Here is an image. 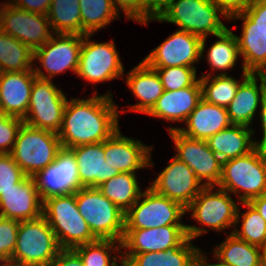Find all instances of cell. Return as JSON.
<instances>
[{
    "instance_id": "cell-7",
    "label": "cell",
    "mask_w": 266,
    "mask_h": 266,
    "mask_svg": "<svg viewBox=\"0 0 266 266\" xmlns=\"http://www.w3.org/2000/svg\"><path fill=\"white\" fill-rule=\"evenodd\" d=\"M61 250L47 220L40 216L20 221L11 262L29 266H49Z\"/></svg>"
},
{
    "instance_id": "cell-5",
    "label": "cell",
    "mask_w": 266,
    "mask_h": 266,
    "mask_svg": "<svg viewBox=\"0 0 266 266\" xmlns=\"http://www.w3.org/2000/svg\"><path fill=\"white\" fill-rule=\"evenodd\" d=\"M218 13L225 17L209 0H173L158 17L148 22L173 23L180 27L178 30L205 38L209 34L216 36L227 28Z\"/></svg>"
},
{
    "instance_id": "cell-49",
    "label": "cell",
    "mask_w": 266,
    "mask_h": 266,
    "mask_svg": "<svg viewBox=\"0 0 266 266\" xmlns=\"http://www.w3.org/2000/svg\"><path fill=\"white\" fill-rule=\"evenodd\" d=\"M172 1L173 0H145V22L141 24L148 25V21L151 18L158 17Z\"/></svg>"
},
{
    "instance_id": "cell-12",
    "label": "cell",
    "mask_w": 266,
    "mask_h": 266,
    "mask_svg": "<svg viewBox=\"0 0 266 266\" xmlns=\"http://www.w3.org/2000/svg\"><path fill=\"white\" fill-rule=\"evenodd\" d=\"M207 38L177 29L161 45L154 48L143 61L154 70L172 66L195 68L194 64L203 56Z\"/></svg>"
},
{
    "instance_id": "cell-27",
    "label": "cell",
    "mask_w": 266,
    "mask_h": 266,
    "mask_svg": "<svg viewBox=\"0 0 266 266\" xmlns=\"http://www.w3.org/2000/svg\"><path fill=\"white\" fill-rule=\"evenodd\" d=\"M192 239H187L180 247H170L165 251L139 254H121L123 266H193L200 248Z\"/></svg>"
},
{
    "instance_id": "cell-32",
    "label": "cell",
    "mask_w": 266,
    "mask_h": 266,
    "mask_svg": "<svg viewBox=\"0 0 266 266\" xmlns=\"http://www.w3.org/2000/svg\"><path fill=\"white\" fill-rule=\"evenodd\" d=\"M32 62L33 51L0 30V73L30 71L35 66Z\"/></svg>"
},
{
    "instance_id": "cell-26",
    "label": "cell",
    "mask_w": 266,
    "mask_h": 266,
    "mask_svg": "<svg viewBox=\"0 0 266 266\" xmlns=\"http://www.w3.org/2000/svg\"><path fill=\"white\" fill-rule=\"evenodd\" d=\"M254 130L239 125H230L211 136L207 143L209 148L221 159L222 162L244 156L257 147L252 140Z\"/></svg>"
},
{
    "instance_id": "cell-52",
    "label": "cell",
    "mask_w": 266,
    "mask_h": 266,
    "mask_svg": "<svg viewBox=\"0 0 266 266\" xmlns=\"http://www.w3.org/2000/svg\"><path fill=\"white\" fill-rule=\"evenodd\" d=\"M208 258L203 255L201 249L199 250L198 254L196 255V258H195V261H194V265L193 266H229V265H226V264H223L221 263L218 259L217 260V263L215 264H212V263H207L206 261Z\"/></svg>"
},
{
    "instance_id": "cell-24",
    "label": "cell",
    "mask_w": 266,
    "mask_h": 266,
    "mask_svg": "<svg viewBox=\"0 0 266 266\" xmlns=\"http://www.w3.org/2000/svg\"><path fill=\"white\" fill-rule=\"evenodd\" d=\"M201 99L202 88L198 80L194 85L177 91L164 90L147 114L167 121L186 122Z\"/></svg>"
},
{
    "instance_id": "cell-40",
    "label": "cell",
    "mask_w": 266,
    "mask_h": 266,
    "mask_svg": "<svg viewBox=\"0 0 266 266\" xmlns=\"http://www.w3.org/2000/svg\"><path fill=\"white\" fill-rule=\"evenodd\" d=\"M159 74L164 90L177 91L194 85L199 79L196 68L187 66H172L155 69Z\"/></svg>"
},
{
    "instance_id": "cell-19",
    "label": "cell",
    "mask_w": 266,
    "mask_h": 266,
    "mask_svg": "<svg viewBox=\"0 0 266 266\" xmlns=\"http://www.w3.org/2000/svg\"><path fill=\"white\" fill-rule=\"evenodd\" d=\"M43 200L33 177L25 176L13 188L0 195V216L18 220H33L42 216Z\"/></svg>"
},
{
    "instance_id": "cell-51",
    "label": "cell",
    "mask_w": 266,
    "mask_h": 266,
    "mask_svg": "<svg viewBox=\"0 0 266 266\" xmlns=\"http://www.w3.org/2000/svg\"><path fill=\"white\" fill-rule=\"evenodd\" d=\"M249 203L266 221V194L251 199Z\"/></svg>"
},
{
    "instance_id": "cell-45",
    "label": "cell",
    "mask_w": 266,
    "mask_h": 266,
    "mask_svg": "<svg viewBox=\"0 0 266 266\" xmlns=\"http://www.w3.org/2000/svg\"><path fill=\"white\" fill-rule=\"evenodd\" d=\"M114 7L123 10L126 19L145 22V0H111ZM119 6V7H118Z\"/></svg>"
},
{
    "instance_id": "cell-10",
    "label": "cell",
    "mask_w": 266,
    "mask_h": 266,
    "mask_svg": "<svg viewBox=\"0 0 266 266\" xmlns=\"http://www.w3.org/2000/svg\"><path fill=\"white\" fill-rule=\"evenodd\" d=\"M92 36L93 34L83 35L76 75L89 83H101L123 77L125 69L114 40L97 43L90 41Z\"/></svg>"
},
{
    "instance_id": "cell-36",
    "label": "cell",
    "mask_w": 266,
    "mask_h": 266,
    "mask_svg": "<svg viewBox=\"0 0 266 266\" xmlns=\"http://www.w3.org/2000/svg\"><path fill=\"white\" fill-rule=\"evenodd\" d=\"M116 242L117 246H115ZM121 249V242L109 239H97L73 248L84 266H123L122 258H117L110 253L118 251L121 257ZM118 261H120V265L117 263Z\"/></svg>"
},
{
    "instance_id": "cell-25",
    "label": "cell",
    "mask_w": 266,
    "mask_h": 266,
    "mask_svg": "<svg viewBox=\"0 0 266 266\" xmlns=\"http://www.w3.org/2000/svg\"><path fill=\"white\" fill-rule=\"evenodd\" d=\"M126 83L133 96L140 100L130 111L147 114L164 92L159 74L143 60L127 73Z\"/></svg>"
},
{
    "instance_id": "cell-44",
    "label": "cell",
    "mask_w": 266,
    "mask_h": 266,
    "mask_svg": "<svg viewBox=\"0 0 266 266\" xmlns=\"http://www.w3.org/2000/svg\"><path fill=\"white\" fill-rule=\"evenodd\" d=\"M243 20V27L266 28V0H251L244 13L233 16L228 21Z\"/></svg>"
},
{
    "instance_id": "cell-34",
    "label": "cell",
    "mask_w": 266,
    "mask_h": 266,
    "mask_svg": "<svg viewBox=\"0 0 266 266\" xmlns=\"http://www.w3.org/2000/svg\"><path fill=\"white\" fill-rule=\"evenodd\" d=\"M79 4L82 30L86 34L96 33L120 16L111 0H79Z\"/></svg>"
},
{
    "instance_id": "cell-37",
    "label": "cell",
    "mask_w": 266,
    "mask_h": 266,
    "mask_svg": "<svg viewBox=\"0 0 266 266\" xmlns=\"http://www.w3.org/2000/svg\"><path fill=\"white\" fill-rule=\"evenodd\" d=\"M242 205L247 207V211L241 214L238 207L235 222V225H239L242 218L241 230L236 226L231 233L251 245L261 247L266 239V221L249 202H242Z\"/></svg>"
},
{
    "instance_id": "cell-35",
    "label": "cell",
    "mask_w": 266,
    "mask_h": 266,
    "mask_svg": "<svg viewBox=\"0 0 266 266\" xmlns=\"http://www.w3.org/2000/svg\"><path fill=\"white\" fill-rule=\"evenodd\" d=\"M211 76L212 74L208 73L199 78L202 98L208 103L226 108L235 98L240 82L229 75Z\"/></svg>"
},
{
    "instance_id": "cell-29",
    "label": "cell",
    "mask_w": 266,
    "mask_h": 266,
    "mask_svg": "<svg viewBox=\"0 0 266 266\" xmlns=\"http://www.w3.org/2000/svg\"><path fill=\"white\" fill-rule=\"evenodd\" d=\"M213 252L215 259L229 266H263L261 248L237 238L233 233Z\"/></svg>"
},
{
    "instance_id": "cell-30",
    "label": "cell",
    "mask_w": 266,
    "mask_h": 266,
    "mask_svg": "<svg viewBox=\"0 0 266 266\" xmlns=\"http://www.w3.org/2000/svg\"><path fill=\"white\" fill-rule=\"evenodd\" d=\"M136 178V174L120 172L97 188L105 197L126 213L142 193Z\"/></svg>"
},
{
    "instance_id": "cell-14",
    "label": "cell",
    "mask_w": 266,
    "mask_h": 266,
    "mask_svg": "<svg viewBox=\"0 0 266 266\" xmlns=\"http://www.w3.org/2000/svg\"><path fill=\"white\" fill-rule=\"evenodd\" d=\"M169 134L178 152L175 157L194 171L202 185L217 187L222 174V161L209 148L207 141L187 137L178 130H171Z\"/></svg>"
},
{
    "instance_id": "cell-2",
    "label": "cell",
    "mask_w": 266,
    "mask_h": 266,
    "mask_svg": "<svg viewBox=\"0 0 266 266\" xmlns=\"http://www.w3.org/2000/svg\"><path fill=\"white\" fill-rule=\"evenodd\" d=\"M217 187L238 195L241 203L266 194L265 148L257 146L247 155L222 162Z\"/></svg>"
},
{
    "instance_id": "cell-41",
    "label": "cell",
    "mask_w": 266,
    "mask_h": 266,
    "mask_svg": "<svg viewBox=\"0 0 266 266\" xmlns=\"http://www.w3.org/2000/svg\"><path fill=\"white\" fill-rule=\"evenodd\" d=\"M20 221L0 216V262H11Z\"/></svg>"
},
{
    "instance_id": "cell-21",
    "label": "cell",
    "mask_w": 266,
    "mask_h": 266,
    "mask_svg": "<svg viewBox=\"0 0 266 266\" xmlns=\"http://www.w3.org/2000/svg\"><path fill=\"white\" fill-rule=\"evenodd\" d=\"M35 78L33 69L0 73V113L23 119L28 112Z\"/></svg>"
},
{
    "instance_id": "cell-6",
    "label": "cell",
    "mask_w": 266,
    "mask_h": 266,
    "mask_svg": "<svg viewBox=\"0 0 266 266\" xmlns=\"http://www.w3.org/2000/svg\"><path fill=\"white\" fill-rule=\"evenodd\" d=\"M61 149L57 133L23 123L11 155L25 175L33 177L52 164Z\"/></svg>"
},
{
    "instance_id": "cell-43",
    "label": "cell",
    "mask_w": 266,
    "mask_h": 266,
    "mask_svg": "<svg viewBox=\"0 0 266 266\" xmlns=\"http://www.w3.org/2000/svg\"><path fill=\"white\" fill-rule=\"evenodd\" d=\"M25 176L11 154H0V195L2 192L13 188Z\"/></svg>"
},
{
    "instance_id": "cell-8",
    "label": "cell",
    "mask_w": 266,
    "mask_h": 266,
    "mask_svg": "<svg viewBox=\"0 0 266 266\" xmlns=\"http://www.w3.org/2000/svg\"><path fill=\"white\" fill-rule=\"evenodd\" d=\"M141 198H143L141 200ZM186 208L164 197L151 187L142 192L125 213V229H151L166 225H185L181 218Z\"/></svg>"
},
{
    "instance_id": "cell-4",
    "label": "cell",
    "mask_w": 266,
    "mask_h": 266,
    "mask_svg": "<svg viewBox=\"0 0 266 266\" xmlns=\"http://www.w3.org/2000/svg\"><path fill=\"white\" fill-rule=\"evenodd\" d=\"M79 213L97 239L122 242L125 213L97 187H82L75 192Z\"/></svg>"
},
{
    "instance_id": "cell-15",
    "label": "cell",
    "mask_w": 266,
    "mask_h": 266,
    "mask_svg": "<svg viewBox=\"0 0 266 266\" xmlns=\"http://www.w3.org/2000/svg\"><path fill=\"white\" fill-rule=\"evenodd\" d=\"M213 188L204 187L186 208V212L191 211V218L215 231L234 227L239 205L226 190L219 188L213 192Z\"/></svg>"
},
{
    "instance_id": "cell-28",
    "label": "cell",
    "mask_w": 266,
    "mask_h": 266,
    "mask_svg": "<svg viewBox=\"0 0 266 266\" xmlns=\"http://www.w3.org/2000/svg\"><path fill=\"white\" fill-rule=\"evenodd\" d=\"M240 55L243 56L242 72L264 74L266 72V28L242 27L237 36Z\"/></svg>"
},
{
    "instance_id": "cell-47",
    "label": "cell",
    "mask_w": 266,
    "mask_h": 266,
    "mask_svg": "<svg viewBox=\"0 0 266 266\" xmlns=\"http://www.w3.org/2000/svg\"><path fill=\"white\" fill-rule=\"evenodd\" d=\"M52 0H11L10 3L15 7L37 13L47 15Z\"/></svg>"
},
{
    "instance_id": "cell-13",
    "label": "cell",
    "mask_w": 266,
    "mask_h": 266,
    "mask_svg": "<svg viewBox=\"0 0 266 266\" xmlns=\"http://www.w3.org/2000/svg\"><path fill=\"white\" fill-rule=\"evenodd\" d=\"M50 29L47 15L17 8L10 2L1 3L0 30L18 39L32 51L43 46L54 35Z\"/></svg>"
},
{
    "instance_id": "cell-11",
    "label": "cell",
    "mask_w": 266,
    "mask_h": 266,
    "mask_svg": "<svg viewBox=\"0 0 266 266\" xmlns=\"http://www.w3.org/2000/svg\"><path fill=\"white\" fill-rule=\"evenodd\" d=\"M41 47L33 51V61L38 60L46 70L33 67L37 78L52 80L55 75L71 69L77 73L83 35L55 34Z\"/></svg>"
},
{
    "instance_id": "cell-42",
    "label": "cell",
    "mask_w": 266,
    "mask_h": 266,
    "mask_svg": "<svg viewBox=\"0 0 266 266\" xmlns=\"http://www.w3.org/2000/svg\"><path fill=\"white\" fill-rule=\"evenodd\" d=\"M23 123L22 118L0 113V154H11Z\"/></svg>"
},
{
    "instance_id": "cell-38",
    "label": "cell",
    "mask_w": 266,
    "mask_h": 266,
    "mask_svg": "<svg viewBox=\"0 0 266 266\" xmlns=\"http://www.w3.org/2000/svg\"><path fill=\"white\" fill-rule=\"evenodd\" d=\"M66 106H45L28 108L26 116L23 118L25 124L58 134L61 129L63 114Z\"/></svg>"
},
{
    "instance_id": "cell-23",
    "label": "cell",
    "mask_w": 266,
    "mask_h": 266,
    "mask_svg": "<svg viewBox=\"0 0 266 266\" xmlns=\"http://www.w3.org/2000/svg\"><path fill=\"white\" fill-rule=\"evenodd\" d=\"M186 128L170 127L168 131L178 130L183 135L208 140L211 136L231 125L227 109L208 103L203 98L186 120Z\"/></svg>"
},
{
    "instance_id": "cell-39",
    "label": "cell",
    "mask_w": 266,
    "mask_h": 266,
    "mask_svg": "<svg viewBox=\"0 0 266 266\" xmlns=\"http://www.w3.org/2000/svg\"><path fill=\"white\" fill-rule=\"evenodd\" d=\"M67 98L52 80L35 78L31 89L28 108L66 106Z\"/></svg>"
},
{
    "instance_id": "cell-20",
    "label": "cell",
    "mask_w": 266,
    "mask_h": 266,
    "mask_svg": "<svg viewBox=\"0 0 266 266\" xmlns=\"http://www.w3.org/2000/svg\"><path fill=\"white\" fill-rule=\"evenodd\" d=\"M257 77L260 80V85H258ZM242 79L235 98L226 109L231 125L251 128L253 116L257 108L261 107L263 96L266 93V77L264 74L243 71Z\"/></svg>"
},
{
    "instance_id": "cell-9",
    "label": "cell",
    "mask_w": 266,
    "mask_h": 266,
    "mask_svg": "<svg viewBox=\"0 0 266 266\" xmlns=\"http://www.w3.org/2000/svg\"><path fill=\"white\" fill-rule=\"evenodd\" d=\"M208 232L191 225H166L149 229H124L121 248L129 249L121 254H139L165 251L170 247H180L188 238L194 239Z\"/></svg>"
},
{
    "instance_id": "cell-16",
    "label": "cell",
    "mask_w": 266,
    "mask_h": 266,
    "mask_svg": "<svg viewBox=\"0 0 266 266\" xmlns=\"http://www.w3.org/2000/svg\"><path fill=\"white\" fill-rule=\"evenodd\" d=\"M42 200L50 196L75 193L82 188L76 158L70 149L62 148L55 161L33 176Z\"/></svg>"
},
{
    "instance_id": "cell-48",
    "label": "cell",
    "mask_w": 266,
    "mask_h": 266,
    "mask_svg": "<svg viewBox=\"0 0 266 266\" xmlns=\"http://www.w3.org/2000/svg\"><path fill=\"white\" fill-rule=\"evenodd\" d=\"M49 266H84V264L73 249H61Z\"/></svg>"
},
{
    "instance_id": "cell-1",
    "label": "cell",
    "mask_w": 266,
    "mask_h": 266,
    "mask_svg": "<svg viewBox=\"0 0 266 266\" xmlns=\"http://www.w3.org/2000/svg\"><path fill=\"white\" fill-rule=\"evenodd\" d=\"M113 102L111 92L89 99L71 98L63 114V121L58 137L62 148L103 142L118 129L119 112Z\"/></svg>"
},
{
    "instance_id": "cell-3",
    "label": "cell",
    "mask_w": 266,
    "mask_h": 266,
    "mask_svg": "<svg viewBox=\"0 0 266 266\" xmlns=\"http://www.w3.org/2000/svg\"><path fill=\"white\" fill-rule=\"evenodd\" d=\"M42 216L55 233L61 249H73L97 240L79 213L75 193L44 199Z\"/></svg>"
},
{
    "instance_id": "cell-22",
    "label": "cell",
    "mask_w": 266,
    "mask_h": 266,
    "mask_svg": "<svg viewBox=\"0 0 266 266\" xmlns=\"http://www.w3.org/2000/svg\"><path fill=\"white\" fill-rule=\"evenodd\" d=\"M78 167L81 187H98L120 172L105 160L104 141L70 148Z\"/></svg>"
},
{
    "instance_id": "cell-17",
    "label": "cell",
    "mask_w": 266,
    "mask_h": 266,
    "mask_svg": "<svg viewBox=\"0 0 266 266\" xmlns=\"http://www.w3.org/2000/svg\"><path fill=\"white\" fill-rule=\"evenodd\" d=\"M171 160L150 187L187 208L205 186L183 161L175 156Z\"/></svg>"
},
{
    "instance_id": "cell-53",
    "label": "cell",
    "mask_w": 266,
    "mask_h": 266,
    "mask_svg": "<svg viewBox=\"0 0 266 266\" xmlns=\"http://www.w3.org/2000/svg\"><path fill=\"white\" fill-rule=\"evenodd\" d=\"M260 248H261L262 265L266 266V239L264 240V243H263V245Z\"/></svg>"
},
{
    "instance_id": "cell-46",
    "label": "cell",
    "mask_w": 266,
    "mask_h": 266,
    "mask_svg": "<svg viewBox=\"0 0 266 266\" xmlns=\"http://www.w3.org/2000/svg\"><path fill=\"white\" fill-rule=\"evenodd\" d=\"M217 6L227 20L235 15L244 13L251 0H209Z\"/></svg>"
},
{
    "instance_id": "cell-54",
    "label": "cell",
    "mask_w": 266,
    "mask_h": 266,
    "mask_svg": "<svg viewBox=\"0 0 266 266\" xmlns=\"http://www.w3.org/2000/svg\"><path fill=\"white\" fill-rule=\"evenodd\" d=\"M0 266H29V265L17 264L14 262H0Z\"/></svg>"
},
{
    "instance_id": "cell-33",
    "label": "cell",
    "mask_w": 266,
    "mask_h": 266,
    "mask_svg": "<svg viewBox=\"0 0 266 266\" xmlns=\"http://www.w3.org/2000/svg\"><path fill=\"white\" fill-rule=\"evenodd\" d=\"M216 37L218 40L207 51V61L212 71L222 70L221 75H227L224 70L233 68L240 56L237 36L226 28Z\"/></svg>"
},
{
    "instance_id": "cell-18",
    "label": "cell",
    "mask_w": 266,
    "mask_h": 266,
    "mask_svg": "<svg viewBox=\"0 0 266 266\" xmlns=\"http://www.w3.org/2000/svg\"><path fill=\"white\" fill-rule=\"evenodd\" d=\"M152 146H145L140 140L123 136L118 129L104 141L105 160L121 173L136 174L139 169L153 166Z\"/></svg>"
},
{
    "instance_id": "cell-50",
    "label": "cell",
    "mask_w": 266,
    "mask_h": 266,
    "mask_svg": "<svg viewBox=\"0 0 266 266\" xmlns=\"http://www.w3.org/2000/svg\"><path fill=\"white\" fill-rule=\"evenodd\" d=\"M260 122L262 127L263 138L261 141L256 142L257 146L266 147V93L263 96L260 107Z\"/></svg>"
},
{
    "instance_id": "cell-31",
    "label": "cell",
    "mask_w": 266,
    "mask_h": 266,
    "mask_svg": "<svg viewBox=\"0 0 266 266\" xmlns=\"http://www.w3.org/2000/svg\"><path fill=\"white\" fill-rule=\"evenodd\" d=\"M47 18L53 34L85 35L79 0H52Z\"/></svg>"
}]
</instances>
